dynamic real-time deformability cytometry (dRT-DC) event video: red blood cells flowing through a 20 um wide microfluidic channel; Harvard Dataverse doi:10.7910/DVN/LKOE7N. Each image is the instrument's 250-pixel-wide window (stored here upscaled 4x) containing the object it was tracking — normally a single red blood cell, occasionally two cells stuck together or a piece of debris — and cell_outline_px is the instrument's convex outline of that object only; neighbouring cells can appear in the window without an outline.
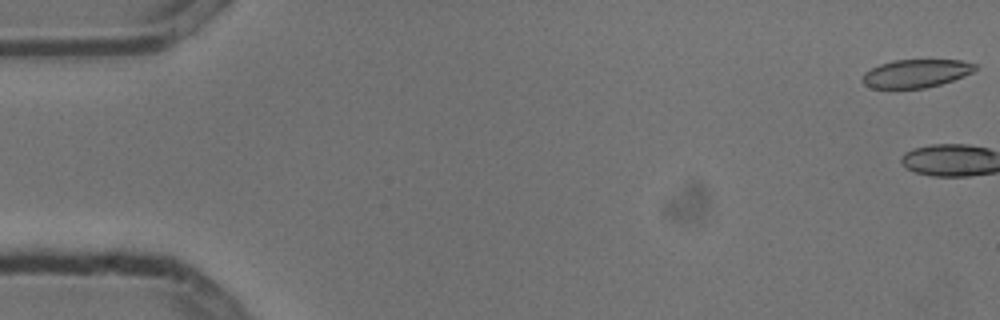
{"species": "common noctule bat (a hibernating species)", "species_latin": "Nyctalus noctula", "temperature_condition": "cold", "stored_images_in_passage": 5, "camera_frame_rate_fps": 3000, "um_per_image_px": 0.085, "animal": {"sex": "male", "body_mass_g": 13.3}, "frame": {"image": 1, "passage_image": 1, "time_ms": 0.0, "image_size_px": [1000, 320], "cell_outline_px": [[976, 68], [972, 72], [964, 76], [940, 84], [924, 88], [892, 92], [872, 88], [864, 84], [860, 80], [864, 72], [880, 64], [892, 60], [960, 60], [976, 64]], "centroid_in_image_um": [77.76, 6.29], "position_along_channel_um": 7.2, "area_um2": 19.19}}